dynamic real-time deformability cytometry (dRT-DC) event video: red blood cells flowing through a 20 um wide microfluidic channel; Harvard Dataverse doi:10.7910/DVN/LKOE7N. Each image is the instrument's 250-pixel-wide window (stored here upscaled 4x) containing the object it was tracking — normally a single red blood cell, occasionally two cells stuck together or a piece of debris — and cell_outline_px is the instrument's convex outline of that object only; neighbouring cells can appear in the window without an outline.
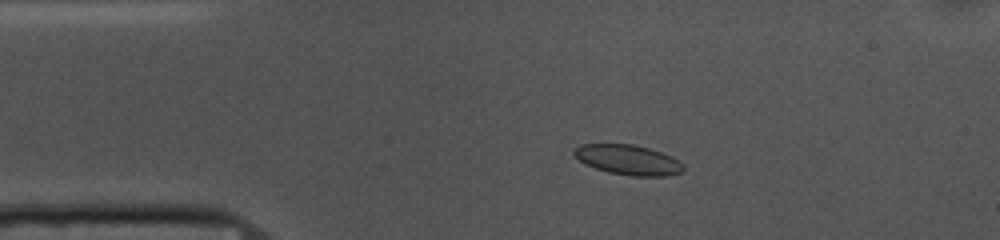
{"species": "common noctule bat (a hibernating species)", "species_latin": "Nyctalus noctula", "temperature_condition": "cold", "stored_images_in_passage": 52, "camera_frame_rate_fps": 3000, "um_per_image_px": 0.085, "animal": {"sex": "female", "body_mass_g": 10.0, "forearm_length_mm": 53.1}, "frame": {"image": 1, "passage_image": 9, "time_ms": 2.667, "image_size_px": [1000, 240], "cell_outline_px": [[684, 172], [668, 176], [632, 176], [608, 172], [584, 164], [572, 152], [572, 148], [580, 144], [632, 144], [648, 148], [672, 156], [684, 164]], "centroid_in_image_um": [53.4, 13.59], "position_along_channel_um": 31.6, "area_um2": 19.25}}
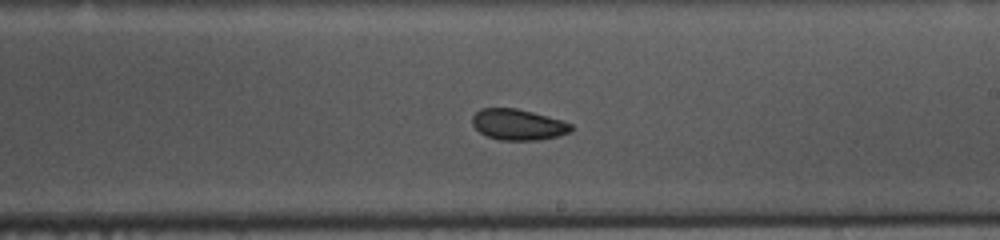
{"frame": {"image": 2, "passage_image": 29, "time_ms": 9.333, "image_size_px": [1000, 240], "cell_outline_px": [[572, 132], [540, 140], [500, 140], [488, 136], [480, 132], [472, 124], [472, 116], [480, 108], [516, 108], [532, 112], [560, 120], [572, 124]], "centroid_in_image_um": [44.02, 10.59], "position_along_channel_um": 245.0, "area_um2": 17.69}}
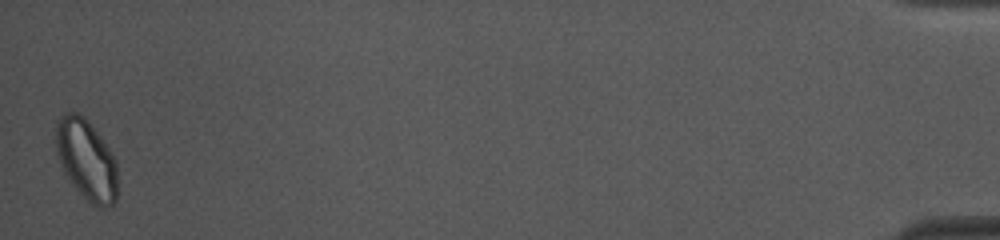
{"frame": {"image": 3, "passage_image": 52, "time_ms": 17.0, "image_size_px": [1000, 240], "cell_outline_px": [[116, 200], [112, 204], [104, 208], [100, 208], [88, 200], [72, 184], [64, 172], [60, 164], [56, 152], [56, 120], [64, 112], [76, 112], [84, 116], [100, 136], [116, 160]], "centroid_in_image_um": [7.32, 13.54], "position_along_channel_um": 427.9, "area_um2": 28.67}, "authors_computed_cell_mechanics": {"area_um2": 18.6405, "velocity_mm_per_s": 3.6847, "shape_relaxation_time_tau1_ms": 4.1133, "shape_relaxation_time_tau2_ms": null, "deformation_change_tau1": 0.0691, "deformation_change_tau2": null}}